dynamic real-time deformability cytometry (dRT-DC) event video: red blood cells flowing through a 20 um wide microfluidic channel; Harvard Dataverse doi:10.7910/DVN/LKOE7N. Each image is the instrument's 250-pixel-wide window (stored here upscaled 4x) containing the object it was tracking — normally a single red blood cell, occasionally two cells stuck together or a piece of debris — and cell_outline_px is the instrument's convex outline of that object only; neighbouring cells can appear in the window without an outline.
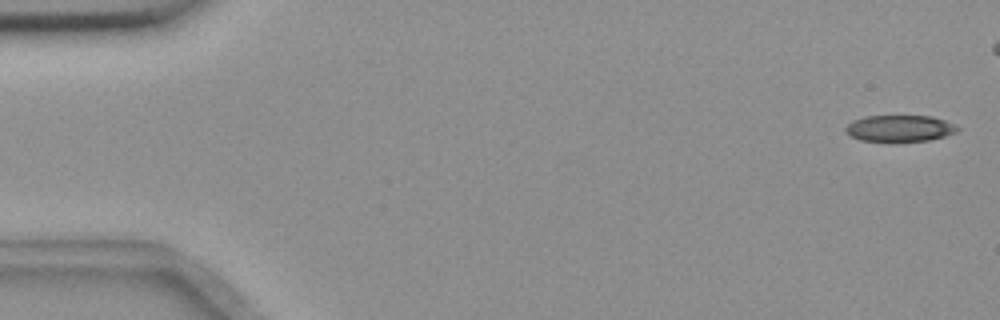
{"species": "common noctule bat (a hibernating species)", "species_latin": "Nyctalus noctula", "temperature_condition": "room temperature", "stored_images_in_passage": 49, "camera_frame_rate_fps": 3000, "um_per_image_px": 0.085, "animal": {"sex": "female", "body_mass_g": 18.4}, "frame": {"image": 1, "passage_image": 2, "time_ms": 0.333, "image_size_px": [1000, 320], "cell_outline_px": [[960, 128], [956, 132], [944, 136], [928, 140], [860, 140], [844, 132], [844, 128], [852, 120], [864, 116], [932, 116], [944, 120]], "centroid_in_image_um": [76.44, 10.88], "position_along_channel_um": 8.6, "area_um2": 16.88}}
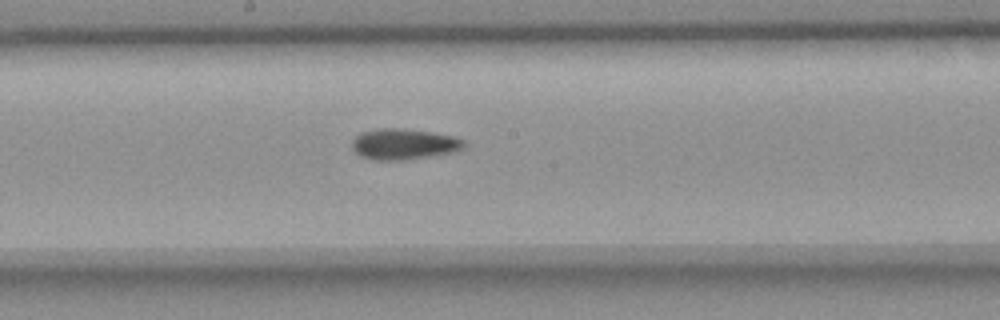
{"frame": {"image": 2, "passage_image": 30, "time_ms": 9.667, "image_size_px": [1000, 320], "cell_outline_px": [[464, 148], [452, 152], [436, 156], [404, 160], [372, 160], [360, 156], [352, 148], [352, 140], [360, 132], [376, 128], [400, 128], [428, 132], [452, 136], [464, 140]], "centroid_in_image_um": [34.29, 12.26], "position_along_channel_um": 213.9, "area_um2": 20.23}}
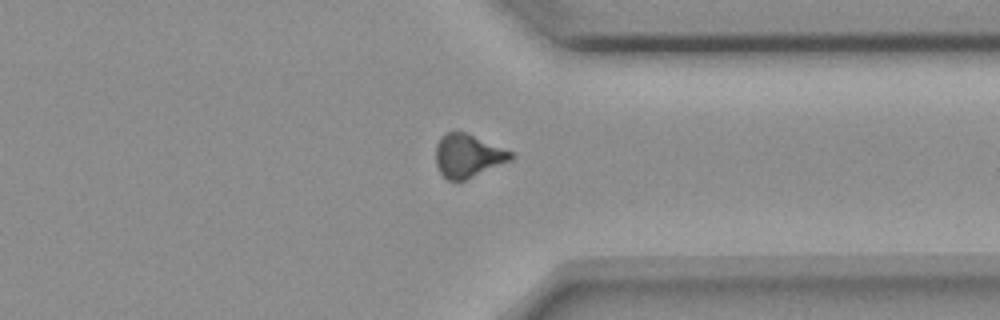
{"frame": {"image": 3, "passage_image": 43, "time_ms": 14.0, "image_size_px": [1000, 320], "cell_outline_px": [[516, 156], [512, 160], [464, 180], [448, 180], [440, 172], [436, 164], [436, 144], [440, 136], [448, 132], [464, 132], [516, 152]], "centroid_in_image_um": [39.81, 13.23], "position_along_channel_um": 371.6, "area_um2": 18.96}}